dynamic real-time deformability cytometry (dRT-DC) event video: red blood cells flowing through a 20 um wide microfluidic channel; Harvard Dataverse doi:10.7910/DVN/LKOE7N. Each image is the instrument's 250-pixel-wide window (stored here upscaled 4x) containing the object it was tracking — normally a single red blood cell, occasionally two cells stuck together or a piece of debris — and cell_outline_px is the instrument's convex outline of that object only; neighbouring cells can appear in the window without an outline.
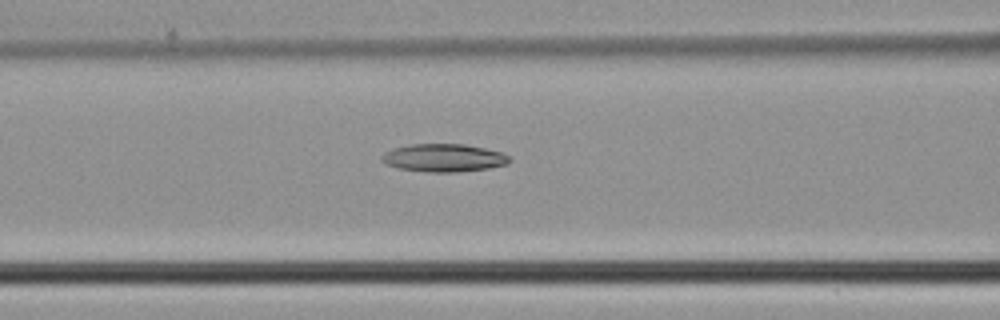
{"species": "common noctule bat (a hibernating species)", "species_latin": "Nyctalus noctula", "temperature_condition": "cold", "stored_images_in_passage": 46, "camera_frame_rate_fps": 3000, "um_per_image_px": 0.085, "animal": {"sex": "male", "body_mass_g": 21.5, "forearm_length_mm": 52.0}, "frame": {"image": 1, "passage_image": 19, "time_ms": 6.0, "image_size_px": [1000, 320], "cell_outline_px": [[512, 160], [508, 164], [488, 168], [456, 172], [428, 172], [400, 168], [384, 164], [380, 160], [380, 156], [384, 152], [392, 148], [412, 144], [464, 144], [484, 148], [500, 152], [508, 156]], "centroid_in_image_um": [37.68, 13.41], "position_along_channel_um": 128.9, "area_um2": 20.81}}
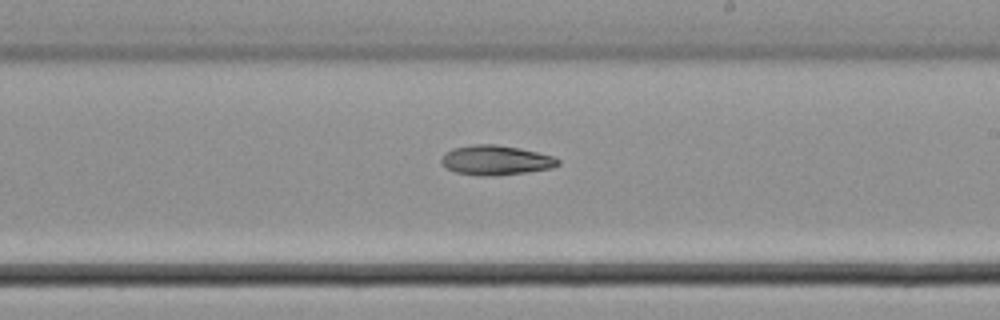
{"frame": {"image": 2, "passage_image": 27, "time_ms": 8.667, "image_size_px": [1000, 320], "cell_outline_px": [[560, 164], [552, 168], [524, 172], [492, 176], [480, 176], [456, 172], [448, 168], [440, 160], [440, 156], [444, 152], [452, 148], [472, 144], [496, 144], [520, 148], [552, 156], [560, 160]], "centroid_in_image_um": [42.11, 13.6], "position_along_channel_um": 246.9, "area_um2": 20.17}}
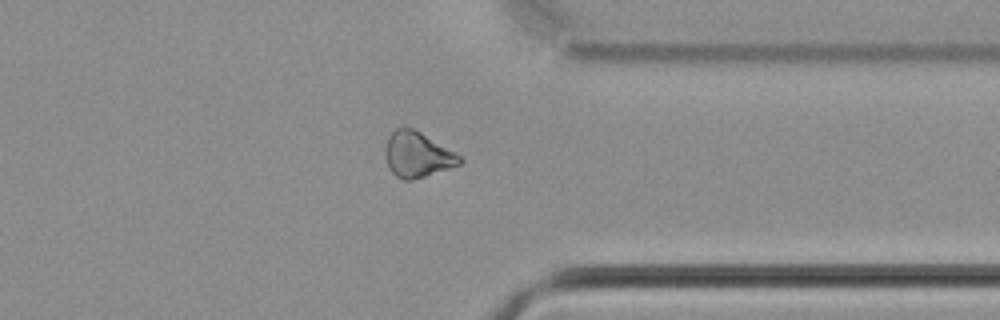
{"frame": {"image": 3, "passage_image": 36, "time_ms": 11.667, "image_size_px": [1000, 320], "cell_outline_px": [[464, 160], [460, 164], [412, 180], [404, 180], [396, 176], [392, 172], [388, 164], [384, 152], [384, 148], [388, 136], [396, 128], [412, 128], [420, 132], [460, 156]], "centroid_in_image_um": [35.43, 13.14], "position_along_channel_um": 376.0, "area_um2": 19.25}}